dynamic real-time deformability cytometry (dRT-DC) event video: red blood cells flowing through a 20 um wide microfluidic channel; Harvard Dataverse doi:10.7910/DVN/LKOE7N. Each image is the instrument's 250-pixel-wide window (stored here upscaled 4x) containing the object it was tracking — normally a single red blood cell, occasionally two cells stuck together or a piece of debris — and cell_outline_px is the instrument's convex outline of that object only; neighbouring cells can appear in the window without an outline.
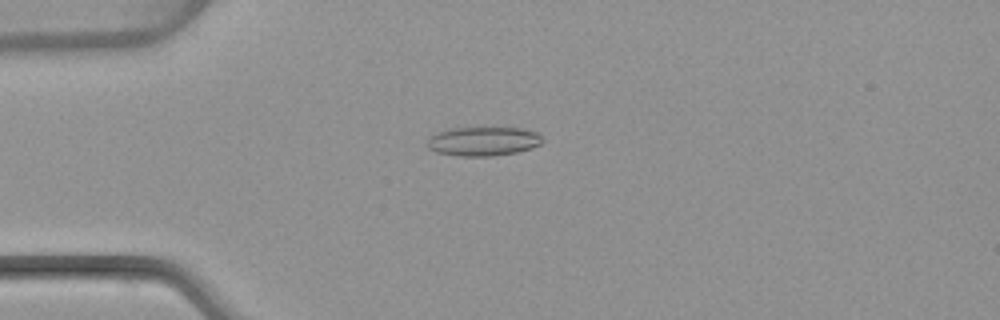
{"species": "common noctule bat (a hibernating species)", "species_latin": "Nyctalus noctula", "temperature_condition": "warm", "stored_images_in_passage": 5, "camera_frame_rate_fps": 3000, "um_per_image_px": 0.085, "animal": {"sex": "female", "body_mass_g": 22.7, "forearm_length_mm": 54.2}, "frame": {"image": 1, "passage_image": 3, "time_ms": 2.667, "image_size_px": [1000, 320], "cell_outline_px": [[544, 140], [540, 144], [532, 148], [516, 152], [492, 156], [460, 156], [436, 152], [428, 148], [428, 136], [436, 132], [448, 128], [524, 128], [536, 132]], "centroid_in_image_um": [41.05, 12.0], "position_along_channel_um": 43.9, "area_um2": 19.59}}
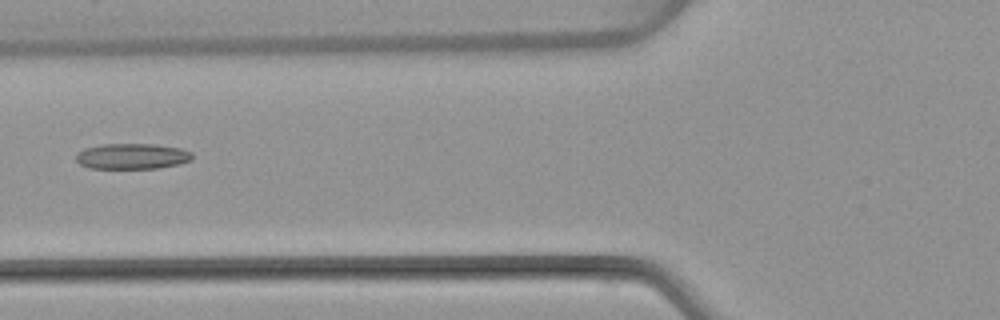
{"frame": {"image": 2, "passage_image": 5, "time_ms": 5.0, "image_size_px": [1000, 320], "cell_outline_px": [[192, 160], [180, 164], [160, 168], [88, 168], [80, 164], [76, 160], [76, 152], [84, 148], [100, 144], [156, 144], [180, 148], [192, 152]], "centroid_in_image_um": [11.22, 13.28], "position_along_channel_um": 114.6, "area_um2": 17.57}}